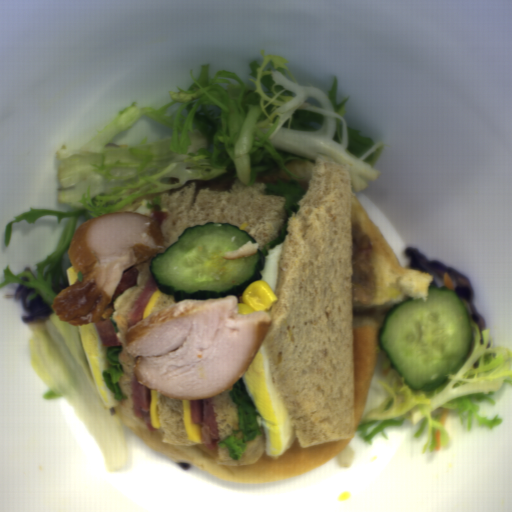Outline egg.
<instances>
[{
    "mask_svg": "<svg viewBox=\"0 0 512 512\" xmlns=\"http://www.w3.org/2000/svg\"><path fill=\"white\" fill-rule=\"evenodd\" d=\"M159 393L151 389V401H150V417L151 423L155 430H159L161 424L158 418L157 405H158Z\"/></svg>",
    "mask_w": 512,
    "mask_h": 512,
    "instance_id": "535e4f2a",
    "label": "egg"
},
{
    "mask_svg": "<svg viewBox=\"0 0 512 512\" xmlns=\"http://www.w3.org/2000/svg\"><path fill=\"white\" fill-rule=\"evenodd\" d=\"M66 273H67V280L69 282L68 287H72V285L74 284V282L77 279V274L72 265L69 266L68 268H66Z\"/></svg>",
    "mask_w": 512,
    "mask_h": 512,
    "instance_id": "d83a857f",
    "label": "egg"
},
{
    "mask_svg": "<svg viewBox=\"0 0 512 512\" xmlns=\"http://www.w3.org/2000/svg\"><path fill=\"white\" fill-rule=\"evenodd\" d=\"M160 290L157 288L154 290V292L151 294L145 308H144V313H143V320L150 317L151 315V312H152V309L160 295Z\"/></svg>",
    "mask_w": 512,
    "mask_h": 512,
    "instance_id": "465d88aa",
    "label": "egg"
},
{
    "mask_svg": "<svg viewBox=\"0 0 512 512\" xmlns=\"http://www.w3.org/2000/svg\"><path fill=\"white\" fill-rule=\"evenodd\" d=\"M241 380L264 429L265 454L280 458L294 445L296 436L287 409L272 381L265 341Z\"/></svg>",
    "mask_w": 512,
    "mask_h": 512,
    "instance_id": "d2b9013d",
    "label": "egg"
},
{
    "mask_svg": "<svg viewBox=\"0 0 512 512\" xmlns=\"http://www.w3.org/2000/svg\"><path fill=\"white\" fill-rule=\"evenodd\" d=\"M183 428L188 439L204 444L200 426L192 423L190 400H182Z\"/></svg>",
    "mask_w": 512,
    "mask_h": 512,
    "instance_id": "581b19a8",
    "label": "egg"
},
{
    "mask_svg": "<svg viewBox=\"0 0 512 512\" xmlns=\"http://www.w3.org/2000/svg\"><path fill=\"white\" fill-rule=\"evenodd\" d=\"M281 251L282 242L280 244H276L273 248L269 249L267 251V255L264 254V267L263 270L260 271L262 274L260 280H265L273 292L278 282Z\"/></svg>",
    "mask_w": 512,
    "mask_h": 512,
    "instance_id": "db1cbce2",
    "label": "egg"
},
{
    "mask_svg": "<svg viewBox=\"0 0 512 512\" xmlns=\"http://www.w3.org/2000/svg\"><path fill=\"white\" fill-rule=\"evenodd\" d=\"M82 340L83 352L97 390L104 407L116 408L118 401L113 399V393L108 389L103 380V372L108 369L107 347L104 344L94 322L79 326Z\"/></svg>",
    "mask_w": 512,
    "mask_h": 512,
    "instance_id": "2799bb9f",
    "label": "egg"
},
{
    "mask_svg": "<svg viewBox=\"0 0 512 512\" xmlns=\"http://www.w3.org/2000/svg\"><path fill=\"white\" fill-rule=\"evenodd\" d=\"M151 202H152L151 199L143 198L140 207L137 208L133 213L144 215V216H147V217L153 219L154 211H152L151 209L147 208L148 204L151 203Z\"/></svg>",
    "mask_w": 512,
    "mask_h": 512,
    "instance_id": "b2c4e7a5",
    "label": "egg"
}]
</instances>
